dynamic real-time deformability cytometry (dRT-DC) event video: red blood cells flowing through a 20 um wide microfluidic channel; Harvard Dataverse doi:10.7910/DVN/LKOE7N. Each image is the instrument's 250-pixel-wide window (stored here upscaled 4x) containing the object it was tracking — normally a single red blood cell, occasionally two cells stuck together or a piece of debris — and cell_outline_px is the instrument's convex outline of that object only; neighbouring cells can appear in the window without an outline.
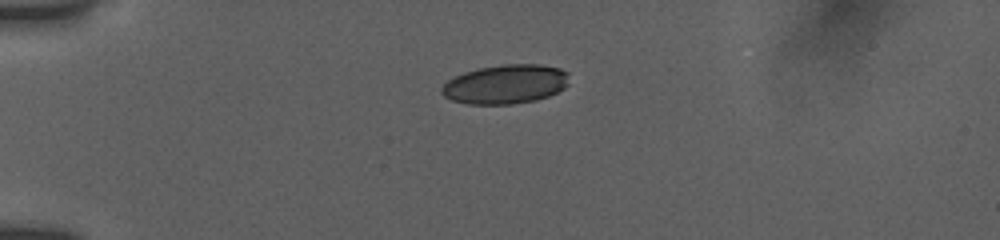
{"species": "human", "species_latin": "Homo sapiens", "temperature_condition": "room temperature", "stored_images_in_passage": 38, "camera_frame_rate_fps": 3000, "um_per_image_px": 0.085, "donor": {"sex": "female"}, "frame": {"image": 1, "passage_image": 1, "time_ms": 0.0, "image_size_px": [1000, 240], "cell_outline_px": [[568, 84], [564, 88], [548, 96], [536, 100], [512, 104], [468, 104], [452, 100], [444, 96], [440, 92], [440, 88], [448, 80], [464, 72], [480, 68], [504, 64], [540, 64], [560, 68], [568, 72]], "centroid_in_image_um": [42.97, 7.16], "position_along_channel_um": 42.0, "area_um2": 29.13}}
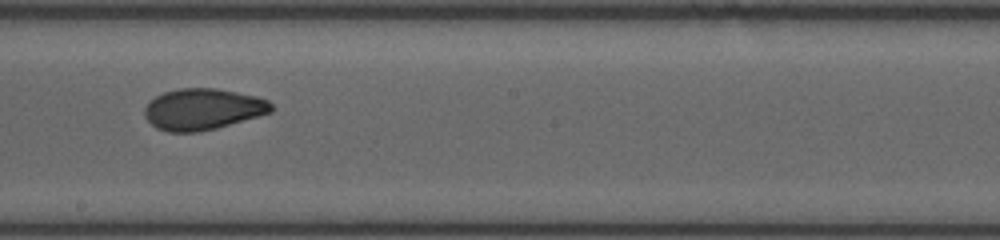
{"frame": {"image": 2, "passage_image": 14, "time_ms": 6.0, "image_size_px": [1000, 240], "cell_outline_px": [[272, 112], [216, 128], [196, 132], [168, 132], [156, 128], [144, 116], [144, 108], [156, 96], [164, 92], [180, 88], [216, 88], [256, 96], [268, 100], [272, 104]], "centroid_in_image_um": [17.23, 9.28], "position_along_channel_um": 231.0, "area_um2": 30.29}}
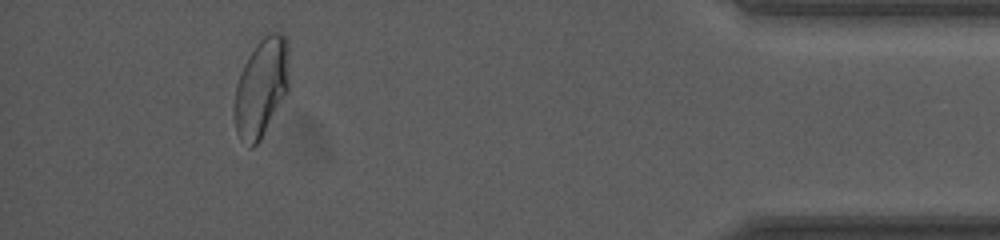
{"frame": {"image": 3, "passage_image": 32, "time_ms": 12.0, "image_size_px": [1000, 240], "cell_outline_px": [[288, 92], [260, 140], [252, 148], [248, 148], [236, 132], [232, 116], [232, 108], [236, 84], [240, 72], [248, 56], [256, 44], [264, 36], [272, 32], [280, 32], [288, 40]], "centroid_in_image_um": [22.18, 7.47], "position_along_channel_um": 413.0, "area_um2": 31.96}, "authors_computed_cell_mechanics": {"area_um2": 31.0964, "velocity_mm_per_s": 3.8569, "shape_relaxation_time_tau1_ms": 4.3617, "shape_relaxation_time_tau2_ms": 0.9998, "deformation_change_tau1": 0.0983, "deformation_change_tau2": 0.0453}}